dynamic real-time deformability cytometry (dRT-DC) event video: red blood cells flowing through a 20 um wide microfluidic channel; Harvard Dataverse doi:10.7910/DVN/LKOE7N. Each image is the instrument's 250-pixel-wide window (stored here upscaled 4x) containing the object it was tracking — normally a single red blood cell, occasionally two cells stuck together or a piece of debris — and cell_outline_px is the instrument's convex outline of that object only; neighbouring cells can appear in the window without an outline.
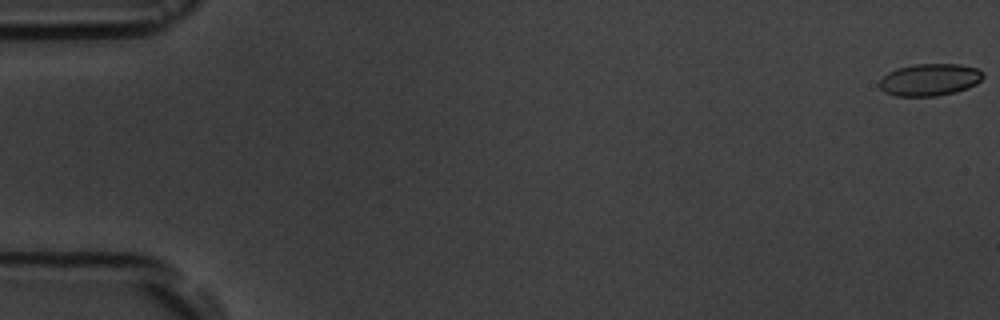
{"species": "common noctule bat (a hibernating species)", "species_latin": "Nyctalus noctula", "temperature_condition": "room temperature", "stored_images_in_passage": 17, "camera_frame_rate_fps": 3000, "um_per_image_px": 0.085, "animal": {"sex": "male", "body_mass_g": 19.5, "forearm_length_mm": 54.6}, "frame": {"image": 1, "passage_image": 1, "time_ms": 0.0, "image_size_px": [1000, 320], "cell_outline_px": [[984, 76], [976, 84], [968, 88], [956, 92], [936, 96], [896, 96], [884, 92], [880, 88], [880, 80], [888, 72], [896, 68], [916, 64], [960, 64], [976, 68], [984, 72]], "centroid_in_image_um": [79.04, 6.77], "position_along_channel_um": 6.0, "area_um2": 19.48}}
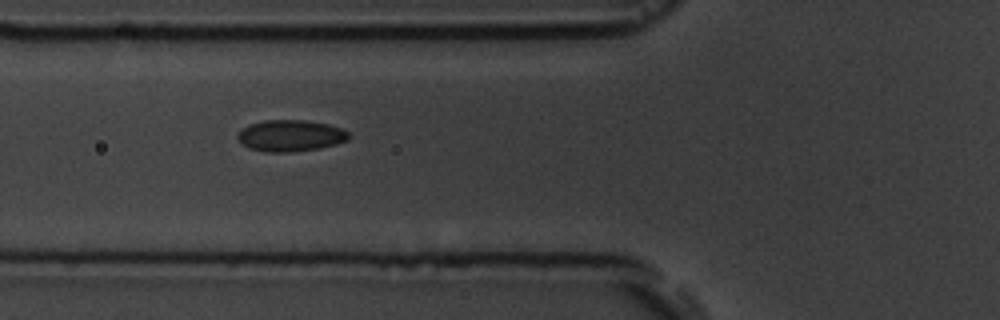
{"frame": {"image": 2, "passage_image": 7, "time_ms": 7.0, "image_size_px": [1000, 320], "cell_outline_px": [[348, 140], [336, 144], [320, 148], [288, 152], [264, 152], [248, 148], [236, 136], [248, 124], [264, 120], [304, 120], [328, 124], [340, 128], [348, 132]], "centroid_in_image_um": [24.68, 11.53], "position_along_channel_um": 101.1, "area_um2": 20.23}}
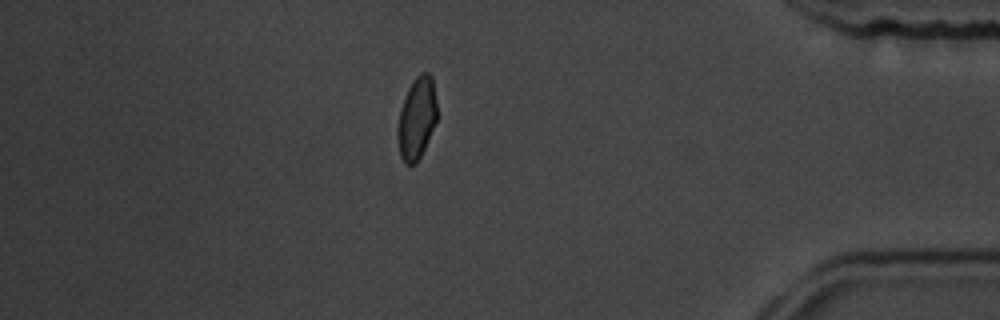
{"frame": {"image": 3, "passage_image": 15, "time_ms": 16.333, "image_size_px": [1000, 320], "cell_outline_px": [[436, 120], [424, 148], [416, 164], [404, 164], [400, 156], [400, 108], [408, 88], [412, 80], [420, 72], [428, 72], [432, 76], [436, 104]], "centroid_in_image_um": [35.45, 9.99], "position_along_channel_um": 399.8, "area_um2": 18.09}}